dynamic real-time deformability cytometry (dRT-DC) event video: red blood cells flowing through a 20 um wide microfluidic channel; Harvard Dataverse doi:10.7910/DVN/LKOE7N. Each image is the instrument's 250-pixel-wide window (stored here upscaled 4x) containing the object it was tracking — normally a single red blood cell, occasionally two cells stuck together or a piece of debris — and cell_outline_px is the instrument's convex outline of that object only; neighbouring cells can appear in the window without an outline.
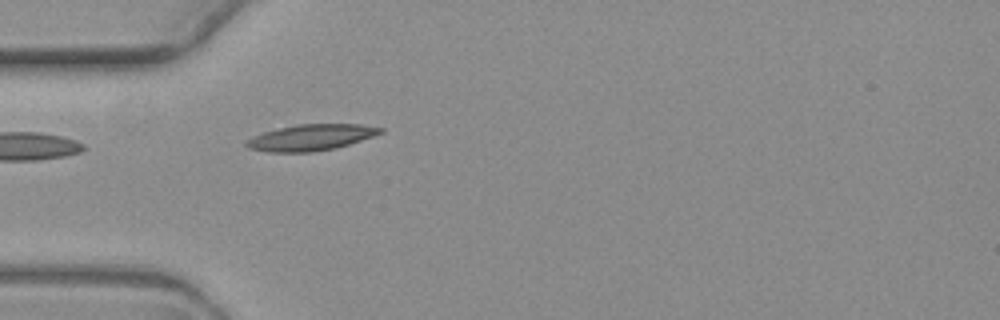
{"species": "common noctule bat (a hibernating species)", "species_latin": "Nyctalus noctula", "temperature_condition": "warm", "stored_images_in_passage": 5, "camera_frame_rate_fps": 3000, "um_per_image_px": 0.085, "animal": {"sex": "female", "body_mass_g": 19.3, "forearm_length_mm": 54.1}, "frame": {"image": 1, "passage_image": 5, "time_ms": 5.333, "image_size_px": [1000, 320], "cell_outline_px": [[384, 132], [336, 148], [312, 152], [268, 152], [248, 148], [244, 144], [252, 136], [264, 132], [296, 124], [360, 124], [384, 128]], "centroid_in_image_um": [26.42, 11.68], "position_along_channel_um": 58.6, "area_um2": 20.29}}